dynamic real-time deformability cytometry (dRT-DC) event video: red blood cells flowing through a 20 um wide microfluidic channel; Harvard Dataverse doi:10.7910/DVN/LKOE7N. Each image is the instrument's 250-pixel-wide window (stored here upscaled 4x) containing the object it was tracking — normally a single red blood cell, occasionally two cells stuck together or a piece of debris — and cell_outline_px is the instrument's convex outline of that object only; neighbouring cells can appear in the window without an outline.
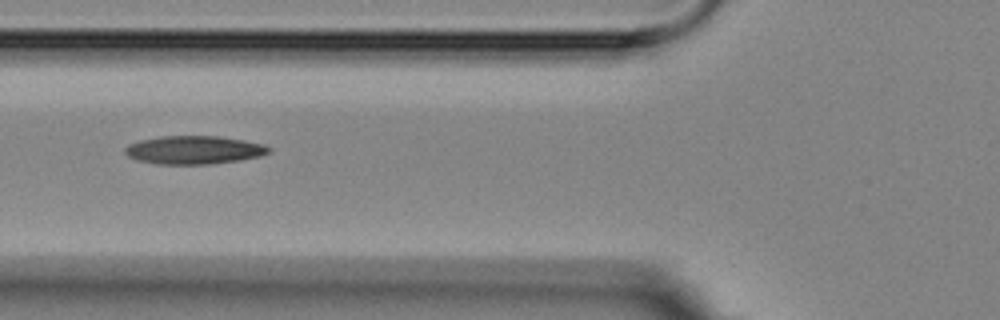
{"species": "Egyptian fruit bat (a non-hibernating species)", "species_latin": "Rousettus aegyptiacus", "temperature_condition": "room temperature", "stored_images_in_passage": 4, "camera_frame_rate_fps": 3000, "um_per_image_px": 0.085, "animal": {"sex": "female"}, "frame": {"image": 1, "passage_image": 3, "time_ms": 2.0, "image_size_px": [1000, 320], "cell_outline_px": [[272, 152], [260, 156], [240, 160], [208, 164], [156, 164], [136, 160], [128, 156], [124, 152], [124, 148], [128, 144], [140, 140], [160, 136], [220, 136], [244, 140], [264, 144], [272, 148]], "centroid_in_image_um": [16.5, 12.74], "position_along_channel_um": 109.3, "area_um2": 23.93}}
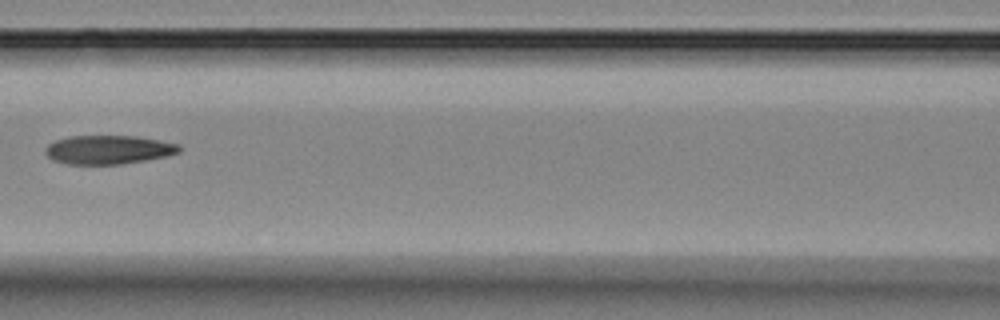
{"frame": {"image": 2, "passage_image": 4, "time_ms": 3.333, "image_size_px": [1000, 320], "cell_outline_px": [[180, 152], [168, 156], [120, 164], [68, 164], [52, 160], [44, 152], [44, 148], [48, 144], [56, 140], [68, 136], [136, 136], [180, 144]], "centroid_in_image_um": [9.2, 12.72], "position_along_channel_um": 157.4, "area_um2": 22.48}}